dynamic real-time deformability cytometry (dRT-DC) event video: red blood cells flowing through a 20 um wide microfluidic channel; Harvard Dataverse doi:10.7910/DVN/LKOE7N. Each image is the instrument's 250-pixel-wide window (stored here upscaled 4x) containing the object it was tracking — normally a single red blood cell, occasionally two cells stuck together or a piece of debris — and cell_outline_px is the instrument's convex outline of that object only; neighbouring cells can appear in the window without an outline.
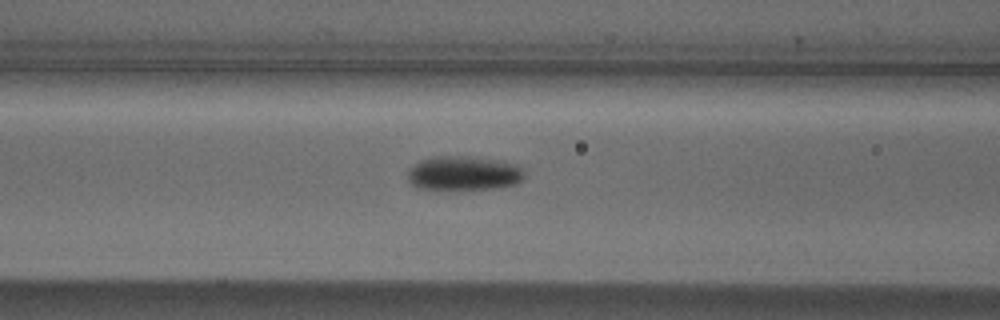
{"species": "Egyptian fruit bat (a non-hibernating species)", "species_latin": "Rousettus aegyptiacus", "temperature_condition": "cold", "stored_images_in_passage": 16, "camera_frame_rate_fps": 3000, "um_per_image_px": 0.085, "animal": {"sex": "male"}, "frame": {"image": 1, "passage_image": 14, "time_ms": 4.333, "image_size_px": [1000, 320], "cell_outline_px": [[524, 180], [516, 184], [496, 188], [420, 188], [412, 184], [408, 180], [408, 168], [420, 160], [432, 156], [468, 156], [496, 160], [516, 164], [524, 172]], "centroid_in_image_um": [39.41, 14.7], "position_along_channel_um": 127.2, "area_um2": 23.06}}